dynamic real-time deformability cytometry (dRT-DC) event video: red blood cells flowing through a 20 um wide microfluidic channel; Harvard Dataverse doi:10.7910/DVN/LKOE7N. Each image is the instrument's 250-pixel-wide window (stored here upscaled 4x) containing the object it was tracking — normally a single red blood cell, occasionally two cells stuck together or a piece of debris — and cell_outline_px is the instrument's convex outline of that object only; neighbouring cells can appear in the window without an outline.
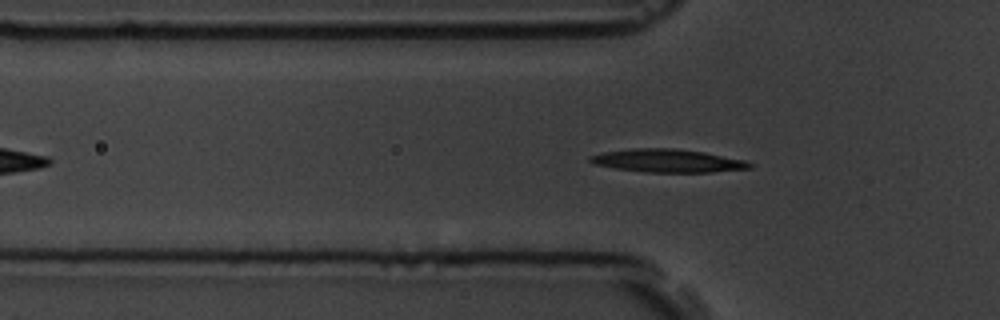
{"species": "common noctule bat (a hibernating species)", "species_latin": "Nyctalus noctula", "temperature_condition": "room temperature", "stored_images_in_passage": 52, "camera_frame_rate_fps": 3000, "um_per_image_px": 0.085, "animal": {"sex": "male", "body_mass_g": 19.5, "forearm_length_mm": 54.6}, "frame": {"image": 1, "passage_image": 13, "time_ms": 4.0, "image_size_px": [1000, 320], "cell_outline_px": [[752, 168], [712, 172], [648, 172], [616, 168], [592, 164], [588, 160], [588, 156], [604, 152], [636, 148], [672, 148], [704, 152], [744, 160], [752, 164]], "centroid_in_image_um": [56.73, 13.66], "position_along_channel_um": 69.1, "area_um2": 21.33}}
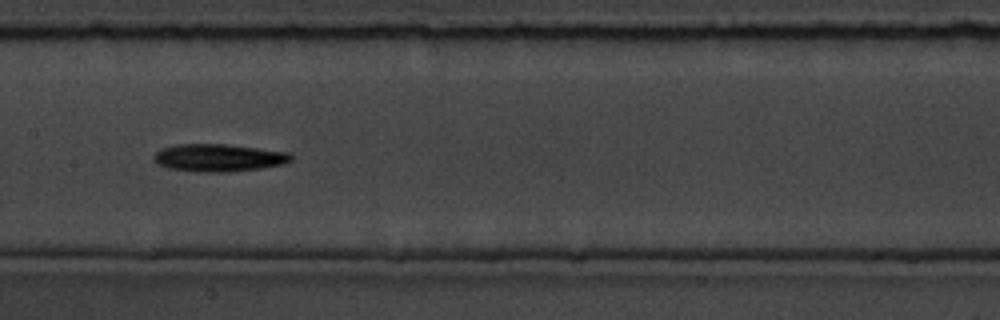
{"frame": {"image": 2, "passage_image": 23, "time_ms": 7.333, "image_size_px": [1000, 320], "cell_outline_px": [[292, 160], [284, 164], [260, 168], [228, 172], [204, 172], [168, 168], [156, 164], [152, 156], [160, 148], [176, 144], [224, 144], [292, 152]], "centroid_in_image_um": [18.58, 13.4], "position_along_channel_um": 188.8, "area_um2": 22.2}}
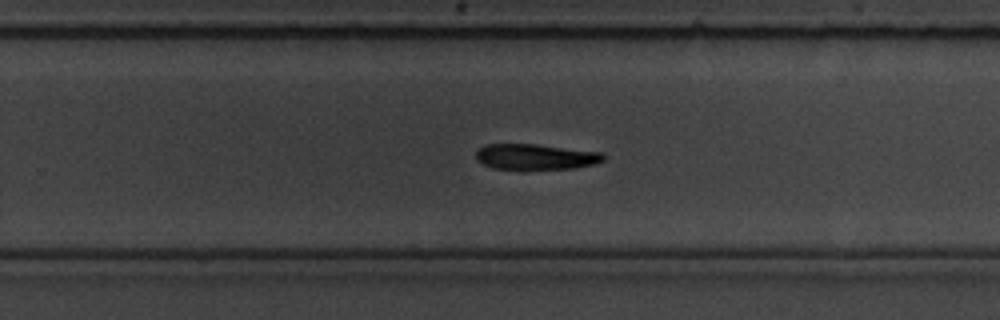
{"frame": {"image": 3, "passage_image": 31, "time_ms": 10.0, "image_size_px": [1000, 320], "cell_outline_px": [[608, 156], [604, 160], [596, 164], [572, 168], [492, 168], [476, 160], [476, 152], [484, 144], [536, 144], [604, 152]], "centroid_in_image_um": [45.59, 13.3], "position_along_channel_um": 284.2, "area_um2": 18.96}, "authors_computed_cell_mechanics": {"area_um2": 19.7098, "velocity_mm_per_s": 3.5961, "shape_relaxation_time_tau1_ms": 2.1087, "shape_relaxation_time_tau2_ms": null, "deformation_change_tau1": 0.1211, "deformation_change_tau2": null}}